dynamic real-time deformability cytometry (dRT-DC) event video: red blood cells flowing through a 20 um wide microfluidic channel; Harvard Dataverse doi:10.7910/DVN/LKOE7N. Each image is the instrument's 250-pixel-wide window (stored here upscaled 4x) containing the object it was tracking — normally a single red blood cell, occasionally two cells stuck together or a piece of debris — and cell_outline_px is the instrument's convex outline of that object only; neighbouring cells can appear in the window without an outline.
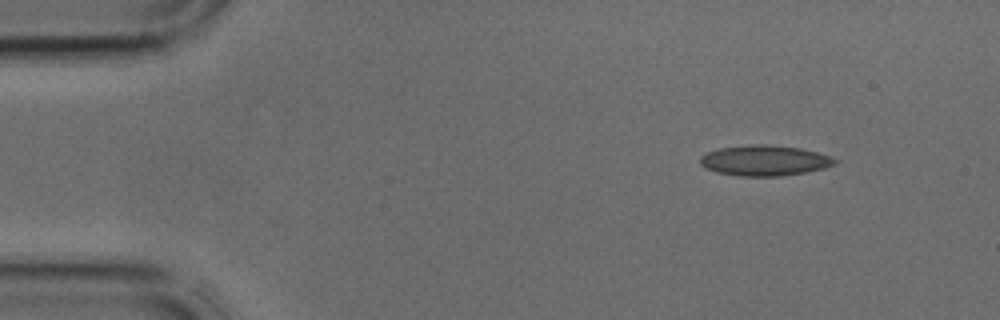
{"species": "common noctule bat (a hibernating species)", "species_latin": "Nyctalus noctula", "temperature_condition": "cold", "stored_images_in_passage": 3, "camera_frame_rate_fps": 3000, "um_per_image_px": 0.085, "animal": {"sex": "male", "body_mass_g": 17.9, "forearm_length_mm": 54.2}, "frame": {"image": 1, "passage_image": 1, "time_ms": 0.0, "image_size_px": [1000, 320], "cell_outline_px": [[840, 160], [836, 164], [824, 168], [804, 172], [780, 176], [740, 176], [716, 172], [704, 168], [700, 164], [700, 156], [708, 152], [720, 148], [748, 144], [768, 144], [800, 148], [816, 152]], "centroid_in_image_um": [64.97, 13.64], "position_along_channel_um": 20.0, "area_um2": 23.99}}
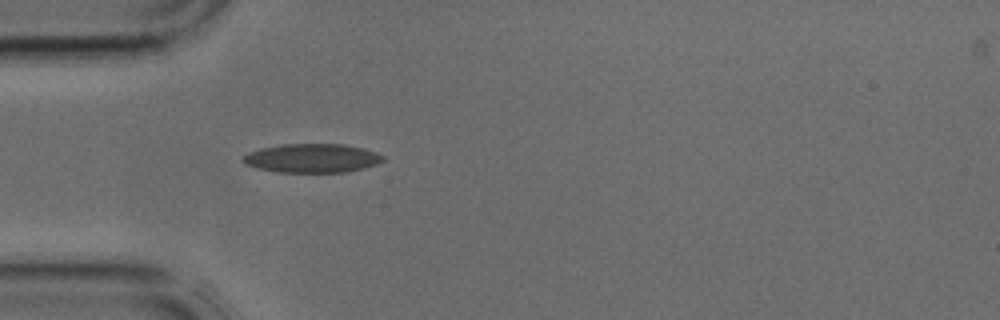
{"frame": {"image": 2, "passage_image": 3, "time_ms": 0.667, "image_size_px": [1000, 320], "cell_outline_px": [[384, 160], [376, 164], [364, 168], [344, 172], [276, 172], [256, 168], [244, 164], [240, 160], [248, 152], [260, 148], [284, 144], [344, 144], [364, 148], [376, 152], [384, 156]], "centroid_in_image_um": [26.5, 13.44], "position_along_channel_um": 58.5, "area_um2": 23.7}}